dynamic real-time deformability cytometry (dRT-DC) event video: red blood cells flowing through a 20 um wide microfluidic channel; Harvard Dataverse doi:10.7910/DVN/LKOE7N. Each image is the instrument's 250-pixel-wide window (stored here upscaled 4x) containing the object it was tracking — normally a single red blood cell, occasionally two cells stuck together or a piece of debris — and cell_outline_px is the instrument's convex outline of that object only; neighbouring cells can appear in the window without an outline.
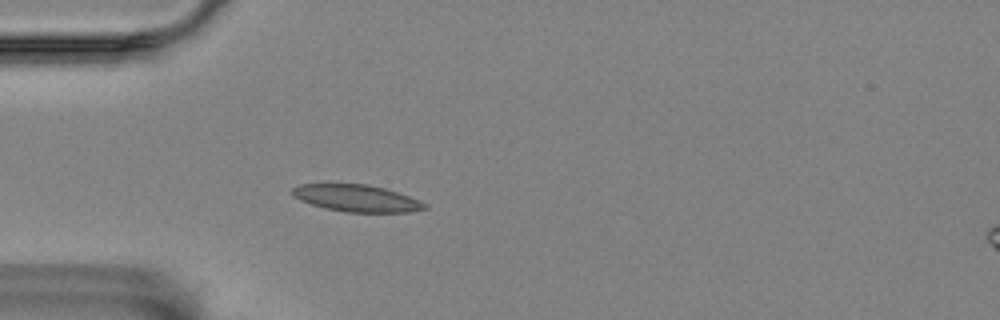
{"species": "Egyptian fruit bat (a non-hibernating species)", "species_latin": "Rousettus aegyptiacus", "temperature_condition": "room temperature", "stored_images_in_passage": 3, "camera_frame_rate_fps": 3000, "um_per_image_px": 0.085, "animal": {"sex": "female"}, "frame": {"image": 1, "passage_image": 2, "time_ms": 0.333, "image_size_px": [1000, 320], "cell_outline_px": [[428, 208], [408, 212], [348, 212], [324, 208], [300, 200], [292, 196], [292, 188], [300, 184], [368, 184], [384, 188], [408, 196], [428, 204]], "centroid_in_image_um": [30.3, 16.85], "position_along_channel_um": 54.7, "area_um2": 20.63}}